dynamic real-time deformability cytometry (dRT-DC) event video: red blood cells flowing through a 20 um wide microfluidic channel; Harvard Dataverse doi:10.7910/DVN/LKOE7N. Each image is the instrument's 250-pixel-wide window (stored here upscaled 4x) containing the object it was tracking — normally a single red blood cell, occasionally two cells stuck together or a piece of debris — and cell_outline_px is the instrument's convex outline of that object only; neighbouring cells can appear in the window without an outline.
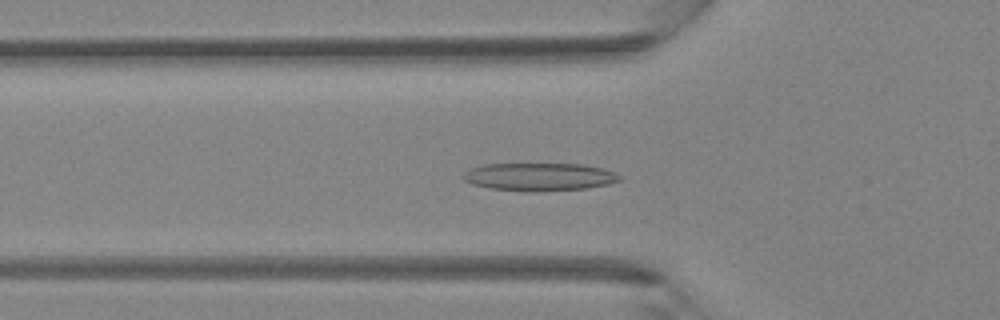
{"species": "Egyptian fruit bat (a non-hibernating species)", "species_latin": "Rousettus aegyptiacus", "temperature_condition": "room temperature", "stored_images_in_passage": 41, "camera_frame_rate_fps": 3000, "um_per_image_px": 0.085, "animal": {"sex": "female"}, "frame": {"image": 1, "passage_image": 12, "time_ms": 3.667, "image_size_px": [1000, 320], "cell_outline_px": [[620, 180], [608, 184], [584, 188], [492, 188], [472, 184], [464, 180], [460, 176], [468, 168], [484, 164], [584, 164], [604, 168], [620, 176]], "centroid_in_image_um": [45.8, 14.96], "position_along_channel_um": 80.0, "area_um2": 24.04}}
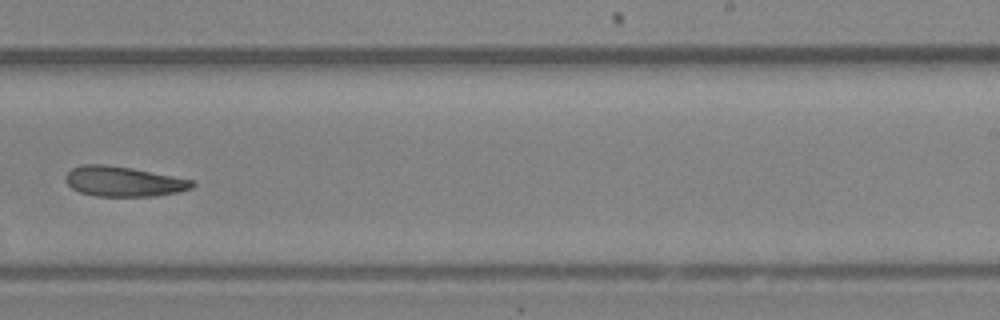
{"frame": {"image": 2, "passage_image": 25, "time_ms": 8.0, "image_size_px": [1000, 320], "cell_outline_px": [[196, 184], [192, 188], [180, 192], [156, 196], [96, 196], [80, 192], [72, 188], [64, 180], [64, 176], [72, 168], [80, 164], [104, 164], [132, 168], [192, 180]], "centroid_in_image_um": [10.48, 15.42], "position_along_channel_um": 278.5, "area_um2": 22.25}}
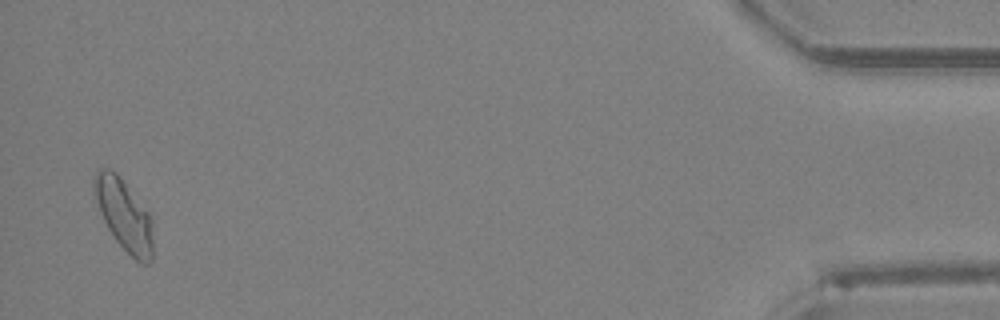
{"frame": {"image": 3, "passage_image": 40, "time_ms": 13.0, "image_size_px": [1000, 320], "cell_outline_px": [[152, 264], [140, 264], [116, 240], [108, 228], [100, 212], [92, 192], [92, 176], [100, 168], [108, 168], [116, 172], [148, 212], [152, 220]], "centroid_in_image_um": [10.52, 18.25], "position_along_channel_um": 424.7, "area_um2": 24.39}}